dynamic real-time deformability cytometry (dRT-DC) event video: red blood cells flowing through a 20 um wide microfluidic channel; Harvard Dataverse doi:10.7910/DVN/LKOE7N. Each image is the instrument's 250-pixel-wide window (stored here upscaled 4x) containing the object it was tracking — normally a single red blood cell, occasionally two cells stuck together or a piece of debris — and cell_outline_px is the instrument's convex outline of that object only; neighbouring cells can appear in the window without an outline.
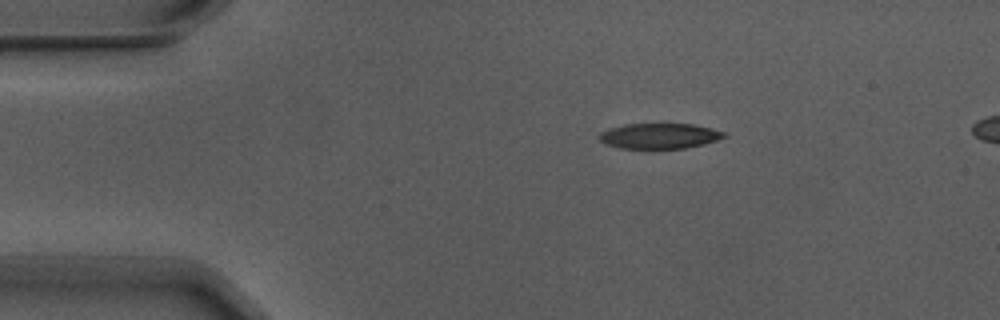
{"species": "Egyptian fruit bat (a non-hibernating species)", "species_latin": "Rousettus aegyptiacus", "temperature_condition": "warm", "stored_images_in_passage": 3, "camera_frame_rate_fps": 3000, "um_per_image_px": 0.085, "animal": {"sex": "male"}, "frame": {"image": 1, "passage_image": 1, "time_ms": 0.0, "image_size_px": [1000, 320], "cell_outline_px": [[728, 136], [704, 144], [684, 148], [620, 148], [608, 144], [600, 140], [596, 136], [600, 132], [608, 128], [624, 124], [696, 124], [712, 128], [724, 132]], "centroid_in_image_um": [56.05, 11.54], "position_along_channel_um": 29.0, "area_um2": 18.5}}